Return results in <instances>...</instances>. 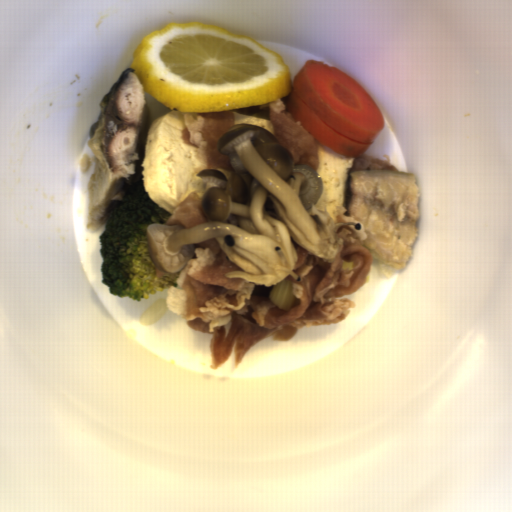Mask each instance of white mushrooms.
Returning a JSON list of instances; mask_svg holds the SVG:
<instances>
[{
    "label": "white mushrooms",
    "mask_w": 512,
    "mask_h": 512,
    "mask_svg": "<svg viewBox=\"0 0 512 512\" xmlns=\"http://www.w3.org/2000/svg\"><path fill=\"white\" fill-rule=\"evenodd\" d=\"M229 156L233 174L203 168L196 176L206 190L202 209L207 221L189 229L180 224L147 226L151 259L159 272L176 274L193 258V245L215 239L241 270L224 273L263 286L290 275L299 276L298 251L293 241L323 262L335 259L343 246L338 228L357 222H335L316 203L324 183L309 165L295 163L291 152L266 129L237 124L217 142ZM293 239V241H292Z\"/></svg>",
    "instance_id": "1"
}]
</instances>
